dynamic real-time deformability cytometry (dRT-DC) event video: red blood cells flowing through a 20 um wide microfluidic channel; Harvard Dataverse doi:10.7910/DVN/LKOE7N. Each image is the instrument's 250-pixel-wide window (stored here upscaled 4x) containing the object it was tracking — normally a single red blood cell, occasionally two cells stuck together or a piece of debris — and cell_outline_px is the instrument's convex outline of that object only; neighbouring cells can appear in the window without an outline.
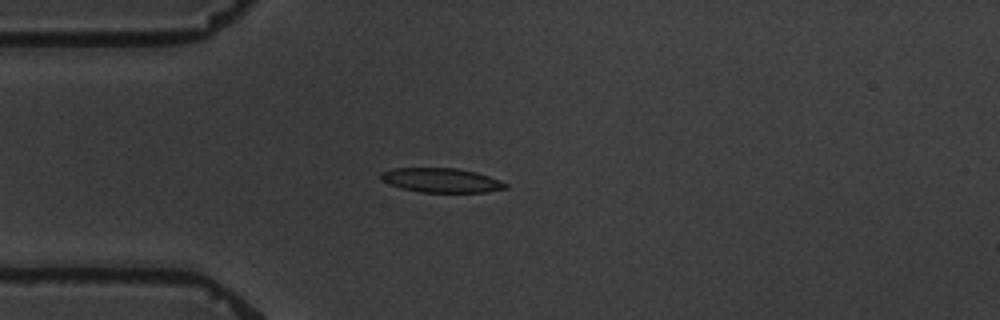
{"species": "common noctule bat (a hibernating species)", "species_latin": "Nyctalus noctula", "temperature_condition": "warm", "stored_images_in_passage": 4, "camera_frame_rate_fps": 3000, "um_per_image_px": 0.085, "animal": {"sex": "male", "body_mass_g": 19.5, "forearm_length_mm": 54.6}, "frame": {"image": 1, "passage_image": 4, "time_ms": 3.667, "image_size_px": [1000, 320], "cell_outline_px": [[508, 188], [484, 192], [420, 192], [400, 188], [380, 180], [380, 172], [392, 168], [456, 168], [476, 172], [500, 180], [508, 184]], "centroid_in_image_um": [37.48, 15.32], "position_along_channel_um": 47.5, "area_um2": 17.74}}